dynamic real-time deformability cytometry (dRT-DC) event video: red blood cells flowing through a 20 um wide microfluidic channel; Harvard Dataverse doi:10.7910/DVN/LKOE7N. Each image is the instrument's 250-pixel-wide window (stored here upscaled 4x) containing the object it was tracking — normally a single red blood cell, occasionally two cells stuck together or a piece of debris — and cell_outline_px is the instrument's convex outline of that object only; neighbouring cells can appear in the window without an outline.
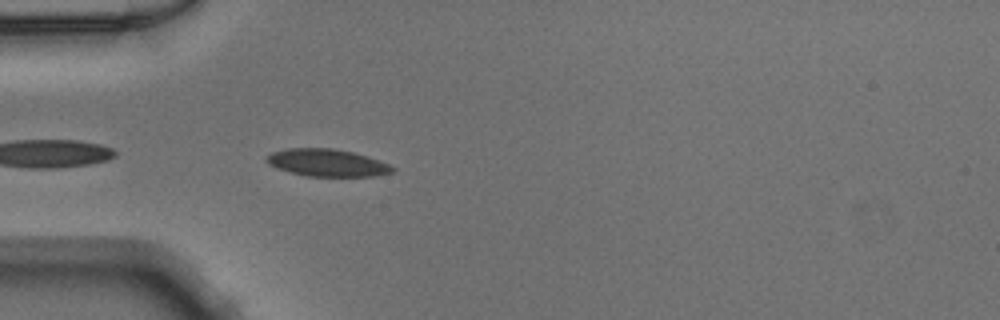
{"species": "Egyptian fruit bat (a non-hibernating species)", "species_latin": "Rousettus aegyptiacus", "temperature_condition": "warm", "stored_images_in_passage": 8, "camera_frame_rate_fps": 3000, "um_per_image_px": 0.085, "animal": {"sex": "male"}, "frame": {"image": 1, "passage_image": 2, "time_ms": 0.333, "image_size_px": [1000, 320], "cell_outline_px": [[396, 172], [372, 176], [308, 176], [276, 168], [268, 164], [264, 160], [272, 152], [288, 148], [332, 148], [352, 152], [368, 156], [388, 164], [396, 168]], "centroid_in_image_um": [27.82, 13.83], "position_along_channel_um": 57.2, "area_um2": 20.0}}
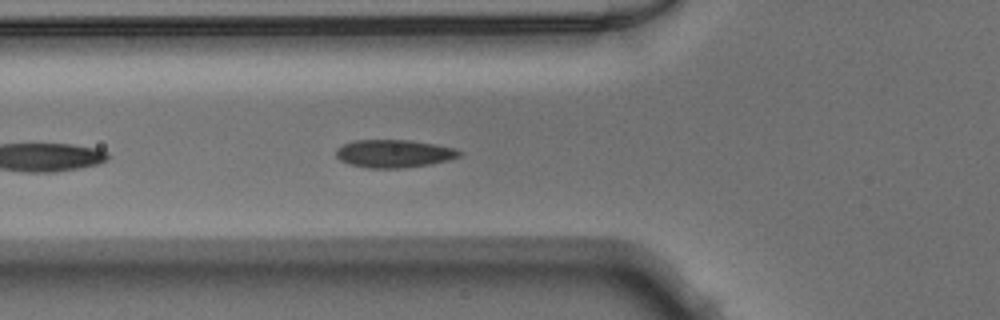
{"frame": {"image": 2, "passage_image": 5, "time_ms": 1.333, "image_size_px": [1000, 320], "cell_outline_px": [[460, 156], [448, 160], [432, 164], [400, 168], [368, 168], [348, 164], [340, 160], [336, 156], [336, 148], [352, 140], [412, 140], [436, 144], [456, 148], [460, 152]], "centroid_in_image_um": [33.47, 13.05], "position_along_channel_um": 92.3, "area_um2": 20.17}}